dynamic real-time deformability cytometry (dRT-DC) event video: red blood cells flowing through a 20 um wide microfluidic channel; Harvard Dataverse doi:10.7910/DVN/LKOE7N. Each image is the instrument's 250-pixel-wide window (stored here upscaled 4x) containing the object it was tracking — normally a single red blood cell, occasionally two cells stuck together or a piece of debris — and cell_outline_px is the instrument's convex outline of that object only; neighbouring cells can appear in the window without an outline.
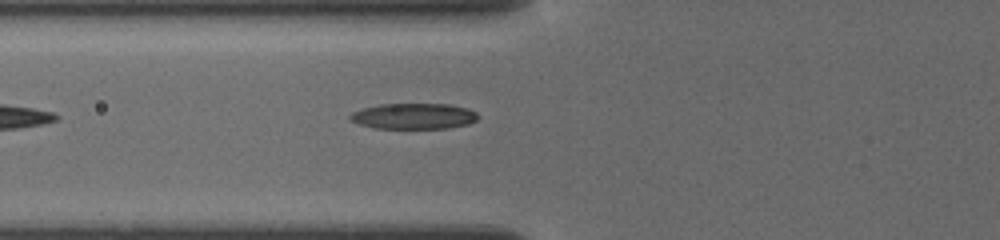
{"species": "common noctule bat (a hibernating species)", "species_latin": "Nyctalus noctula", "temperature_condition": "cold", "stored_images_in_passage": 4, "camera_frame_rate_fps": 3000, "um_per_image_px": 0.085, "animal": {"sex": "female", "body_mass_g": 19.5, "forearm_length_mm": 54.1}, "frame": {"image": 1, "passage_image": 4, "time_ms": 1.333, "image_size_px": [1000, 240], "cell_outline_px": [[480, 116], [476, 120], [468, 124], [448, 128], [376, 128], [360, 124], [348, 120], [348, 116], [352, 112], [364, 108], [380, 104], [448, 104], [468, 108], [476, 112]], "centroid_in_image_um": [35.17, 9.87], "position_along_channel_um": 90.6, "area_um2": 19.25}}